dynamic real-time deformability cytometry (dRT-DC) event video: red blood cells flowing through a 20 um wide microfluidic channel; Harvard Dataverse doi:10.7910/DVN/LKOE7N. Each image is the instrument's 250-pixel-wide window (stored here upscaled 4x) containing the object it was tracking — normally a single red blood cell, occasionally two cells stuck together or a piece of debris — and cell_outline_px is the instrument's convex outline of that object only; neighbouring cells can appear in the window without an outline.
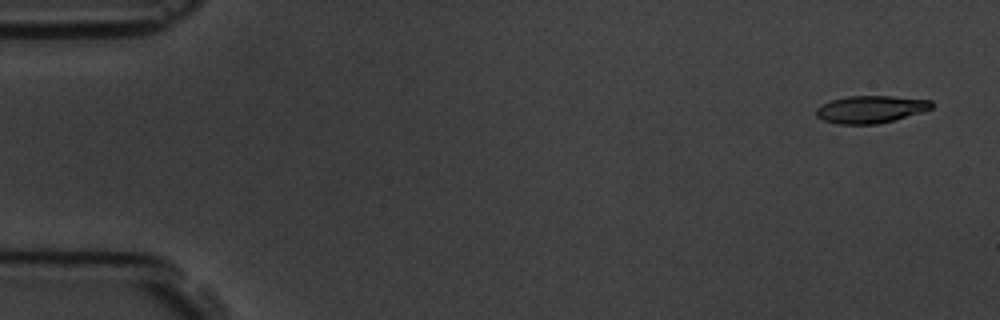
{"species": "common noctule bat (a hibernating species)", "species_latin": "Nyctalus noctula", "temperature_condition": "room temperature", "stored_images_in_passage": 6, "segment_of_instrument_passage": [2, 2], "camera_frame_rate_fps": 3000, "um_per_image_px": 0.085, "animal": {"sex": "male", "body_mass_g": 19.5, "forearm_length_mm": 54.6}, "frame": {"image": 1, "passage_image": 6, "time_ms": 6.667, "image_size_px": [1000, 320], "cell_outline_px": [[932, 108], [920, 112], [892, 120], [876, 124], [836, 124], [824, 120], [816, 116], [816, 108], [820, 104], [832, 100], [848, 96], [892, 96], [932, 100]], "centroid_in_image_um": [73.96, 9.28], "position_along_channel_um": 11.0, "area_um2": 18.26}}